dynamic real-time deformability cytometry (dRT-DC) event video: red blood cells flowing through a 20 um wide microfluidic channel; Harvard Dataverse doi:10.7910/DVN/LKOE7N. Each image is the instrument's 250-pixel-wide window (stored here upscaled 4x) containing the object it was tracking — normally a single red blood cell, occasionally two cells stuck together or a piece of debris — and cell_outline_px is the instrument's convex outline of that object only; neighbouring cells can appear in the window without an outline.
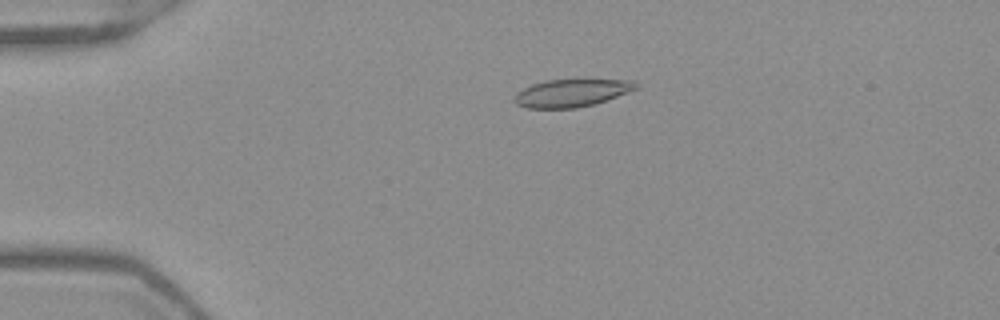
{"species": "Egyptian fruit bat (a non-hibernating species)", "species_latin": "Rousettus aegyptiacus", "temperature_condition": "warm", "stored_images_in_passage": 52, "camera_frame_rate_fps": 3000, "um_per_image_px": 0.085, "frame": {"image": 1, "passage_image": 12, "time_ms": 3.667, "image_size_px": [1000, 320], "cell_outline_px": [[640, 84], [636, 88], [628, 92], [592, 104], [576, 108], [528, 108], [516, 104], [512, 100], [516, 92], [532, 84], [544, 80], [632, 80]], "centroid_in_image_um": [48.52, 7.9], "position_along_channel_um": 36.5, "area_um2": 19.36}}
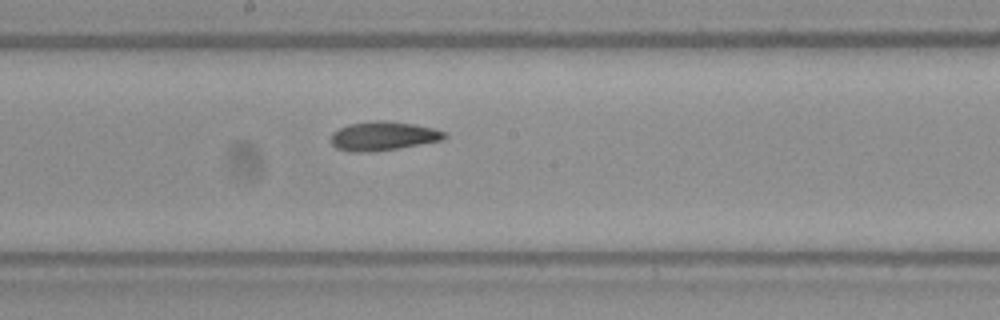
{"frame": {"image": 2, "passage_image": 29, "time_ms": 9.333, "image_size_px": [1000, 320], "cell_outline_px": [[448, 136], [440, 140], [420, 144], [396, 148], [364, 152], [348, 152], [336, 148], [332, 144], [332, 132], [348, 124], [376, 120], [388, 120], [412, 124], [432, 128], [444, 132]], "centroid_in_image_um": [32.52, 11.55], "position_along_channel_um": 215.7, "area_um2": 18.9}}
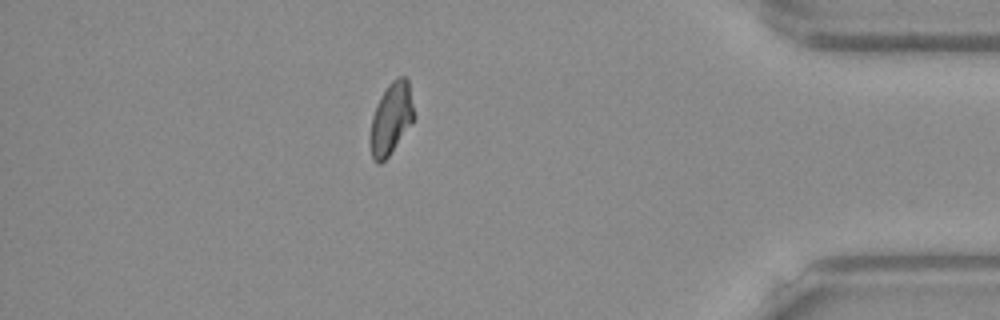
{"frame": {"image": 3, "passage_image": 46, "time_ms": 15.0, "image_size_px": [1000, 320], "cell_outline_px": [[412, 124], [388, 156], [380, 164], [376, 164], [372, 160], [368, 140], [368, 136], [372, 116], [376, 104], [380, 96], [388, 84], [396, 76], [404, 76], [408, 80], [412, 104]], "centroid_in_image_um": [33.18, 10.11], "position_along_channel_um": 402.0, "area_um2": 18.44}, "authors_computed_cell_mechanics": {"area_um2": 19.1318, "velocity_mm_per_s": 3.9386, "shape_relaxation_time_tau1_ms": null, "shape_relaxation_time_tau2_ms": 2.5314, "deformation_change_tau1": null, "deformation_change_tau2": 0.075}}